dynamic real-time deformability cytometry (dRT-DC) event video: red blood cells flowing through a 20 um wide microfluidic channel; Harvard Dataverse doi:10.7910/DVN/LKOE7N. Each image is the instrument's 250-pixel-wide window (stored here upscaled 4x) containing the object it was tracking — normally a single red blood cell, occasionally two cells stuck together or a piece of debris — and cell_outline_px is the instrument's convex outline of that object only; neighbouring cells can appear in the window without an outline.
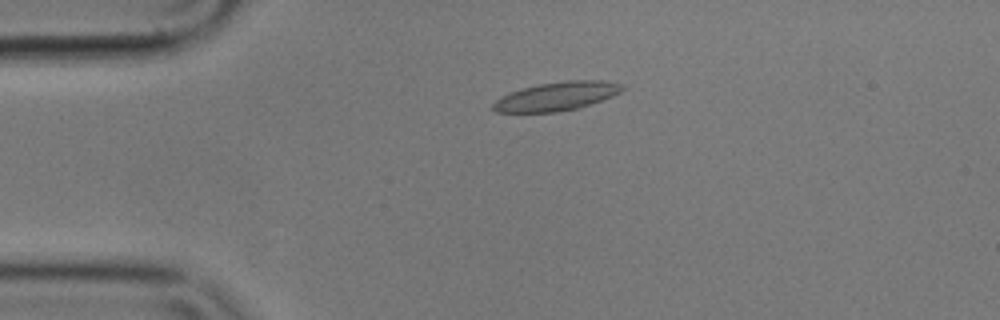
{"species": "common noctule bat (a hibernating species)", "species_latin": "Nyctalus noctula", "temperature_condition": "cold", "stored_images_in_passage": 5, "camera_frame_rate_fps": 3000, "um_per_image_px": 0.085, "animal": {"sex": "male", "body_mass_g": 17.9}, "frame": {"image": 1, "passage_image": 4, "time_ms": 1.0, "image_size_px": [1000, 320], "cell_outline_px": [[624, 88], [620, 92], [612, 96], [580, 108], [556, 112], [496, 112], [492, 108], [492, 104], [500, 96], [508, 92], [540, 84], [564, 80], [600, 80], [624, 84]], "centroid_in_image_um": [47.31, 8.18], "position_along_channel_um": 37.7, "area_um2": 21.62}}